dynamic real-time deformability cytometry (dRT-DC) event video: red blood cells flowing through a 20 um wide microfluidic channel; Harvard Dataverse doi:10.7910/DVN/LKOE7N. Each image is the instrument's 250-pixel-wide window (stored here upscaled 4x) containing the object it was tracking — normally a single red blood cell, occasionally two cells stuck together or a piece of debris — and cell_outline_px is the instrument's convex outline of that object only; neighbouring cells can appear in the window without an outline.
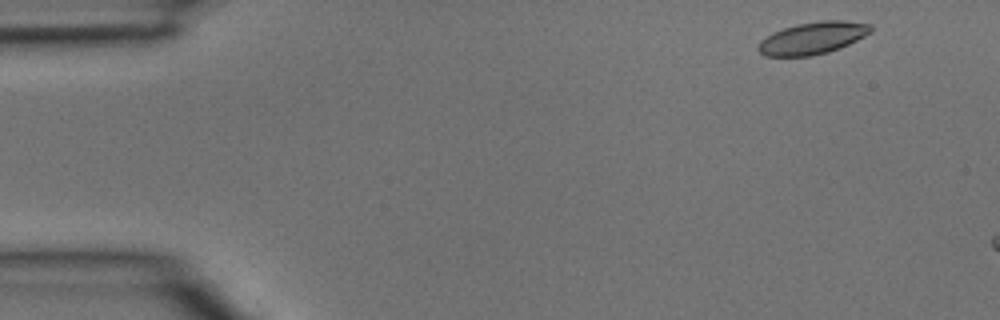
{"species": "common noctule bat (a hibernating species)", "species_latin": "Nyctalus noctula", "temperature_condition": "room temperature", "stored_images_in_passage": 2, "camera_frame_rate_fps": 3000, "um_per_image_px": 0.085, "animal": {"sex": "male", "body_mass_g": 15.6}, "frame": {"image": 1, "passage_image": 1, "time_ms": 0.0, "image_size_px": [1000, 320], "cell_outline_px": [[872, 32], [840, 48], [828, 52], [812, 56], [764, 56], [756, 48], [760, 40], [784, 28], [796, 24], [820, 20], [844, 20], [872, 24]], "centroid_in_image_um": [69.1, 3.23], "position_along_channel_um": 15.9, "area_um2": 21.1}}